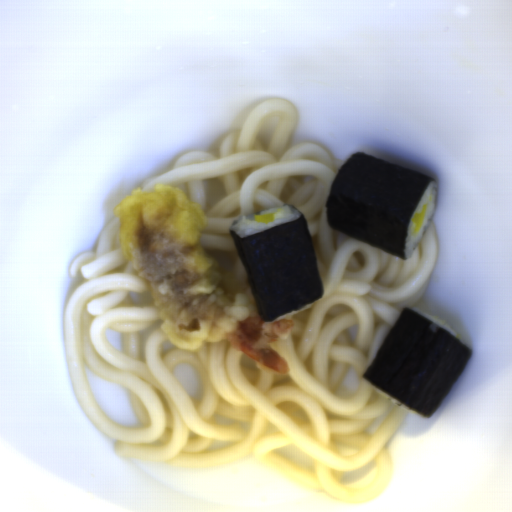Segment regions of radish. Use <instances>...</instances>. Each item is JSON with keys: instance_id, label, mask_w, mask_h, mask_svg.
Masks as SVG:
<instances>
[{"instance_id": "obj_1", "label": "radish", "mask_w": 512, "mask_h": 512, "mask_svg": "<svg viewBox=\"0 0 512 512\" xmlns=\"http://www.w3.org/2000/svg\"><path fill=\"white\" fill-rule=\"evenodd\" d=\"M427 209H428V205L427 204H424L420 210V212L418 213H415L413 216H412V223L414 224V228H413V235L414 234H417L419 233L420 231V228L422 226V223H423V220L427 214Z\"/></svg>"}, {"instance_id": "obj_2", "label": "radish", "mask_w": 512, "mask_h": 512, "mask_svg": "<svg viewBox=\"0 0 512 512\" xmlns=\"http://www.w3.org/2000/svg\"><path fill=\"white\" fill-rule=\"evenodd\" d=\"M256 222L258 223H273L275 221V215L273 213L265 214V215H254Z\"/></svg>"}]
</instances>
